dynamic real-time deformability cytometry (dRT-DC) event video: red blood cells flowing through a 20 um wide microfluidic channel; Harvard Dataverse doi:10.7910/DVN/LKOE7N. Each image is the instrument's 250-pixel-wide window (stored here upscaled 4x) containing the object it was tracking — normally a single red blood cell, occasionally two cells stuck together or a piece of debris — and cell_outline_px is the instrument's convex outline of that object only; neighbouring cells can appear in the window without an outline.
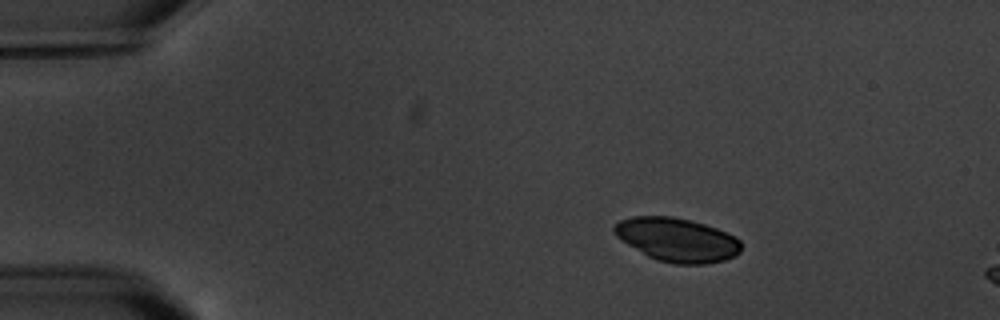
{"species": "common noctule bat (a hibernating species)", "species_latin": "Nyctalus noctula", "temperature_condition": "warm", "stored_images_in_passage": 4, "camera_frame_rate_fps": 3000, "um_per_image_px": 0.085, "animal": {"sex": "male", "body_mass_g": 20.1, "forearm_length_mm": 53.5}, "frame": {"image": 1, "passage_image": 2, "time_ms": 1.333, "image_size_px": [1000, 320], "cell_outline_px": [[740, 252], [736, 256], [724, 260], [704, 264], [676, 264], [656, 260], [648, 256], [620, 240], [612, 232], [612, 228], [620, 220], [632, 216], [672, 216], [704, 224], [716, 228], [740, 240]], "centroid_in_image_um": [57.51, 20.38], "position_along_channel_um": 27.5, "area_um2": 32.25}}